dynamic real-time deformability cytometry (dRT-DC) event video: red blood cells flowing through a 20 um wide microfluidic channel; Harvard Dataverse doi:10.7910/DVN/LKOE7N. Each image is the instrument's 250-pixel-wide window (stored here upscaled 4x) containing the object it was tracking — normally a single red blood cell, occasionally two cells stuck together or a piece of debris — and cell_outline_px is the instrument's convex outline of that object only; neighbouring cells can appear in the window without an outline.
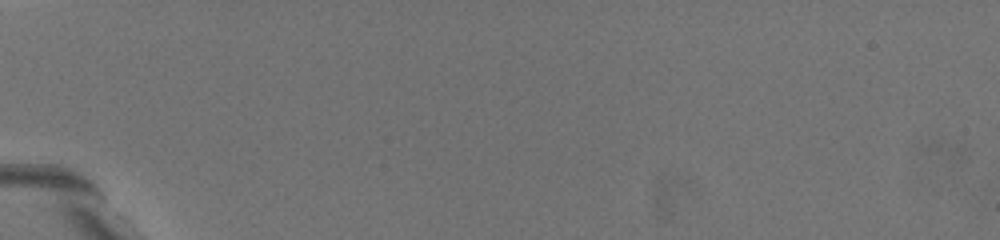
{"species": "common noctule bat (a hibernating species)", "species_latin": "Nyctalus noctula", "temperature_condition": "warm", "stored_images_in_passage": 2, "camera_frame_rate_fps": 3000, "um_per_image_px": 0.085, "animal": {"sex": "female", "body_mass_g": 19.5, "forearm_length_mm": 54.1}, "frame": {"image": 1, "passage_image": 1, "time_ms": 0.0, "image_size_px": [1000, 240], "cell_outline_px": [[180, 212], [172, 212], [120, 168], [116, 164], [112, 148], [112, 140], [128, 144], [144, 156], [176, 196]], "centroid_in_image_um": [12.24, 14.81], "position_along_channel_um": 72.8, "area_um2": 12.6}}